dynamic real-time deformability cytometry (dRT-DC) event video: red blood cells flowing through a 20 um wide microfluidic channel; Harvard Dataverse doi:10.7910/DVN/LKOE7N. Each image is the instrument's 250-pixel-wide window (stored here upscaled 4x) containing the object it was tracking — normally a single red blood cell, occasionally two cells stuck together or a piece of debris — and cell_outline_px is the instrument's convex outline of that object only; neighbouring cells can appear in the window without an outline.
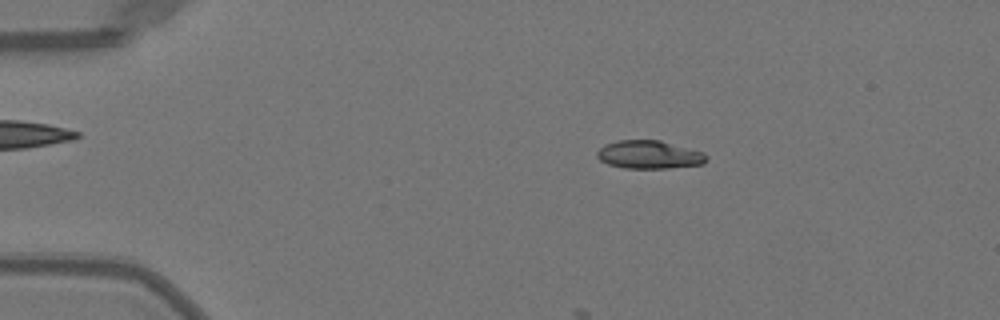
{"species": "Egyptian fruit bat (a non-hibernating species)", "species_latin": "Rousettus aegyptiacus", "temperature_condition": "warm", "stored_images_in_passage": 42, "camera_frame_rate_fps": 3000, "um_per_image_px": 0.085, "animal": {"sex": "female"}, "frame": {"image": 1, "passage_image": 9, "time_ms": 2.667, "image_size_px": [1000, 320], "cell_outline_px": [[708, 160], [704, 164], [668, 168], [624, 168], [608, 164], [600, 160], [596, 156], [596, 152], [604, 144], [616, 140], [660, 140], [704, 152], [708, 156]], "centroid_in_image_um": [55.19, 13.14], "position_along_channel_um": 29.8, "area_um2": 18.15}}
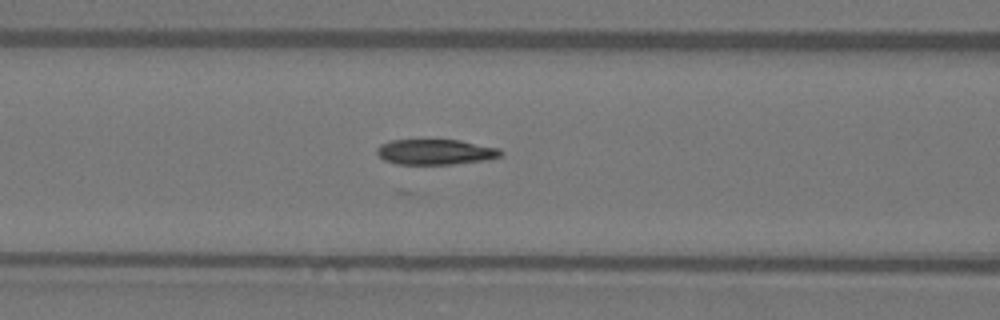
{"frame": {"image": 2, "passage_image": 21, "time_ms": 6.667, "image_size_px": [1000, 320], "cell_outline_px": [[504, 156], [488, 160], [456, 164], [396, 164], [384, 160], [376, 152], [376, 148], [380, 144], [392, 140], [460, 140], [500, 148], [504, 152]], "centroid_in_image_um": [37.08, 12.92], "position_along_channel_um": 129.5, "area_um2": 18.61}}
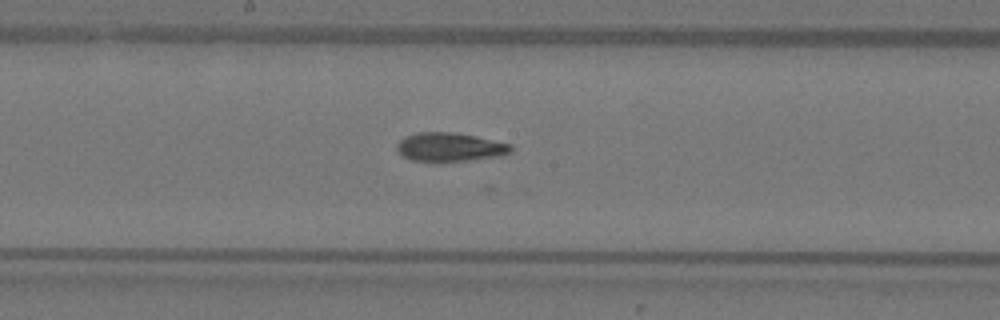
{"frame": {"image": 3, "passage_image": 27, "time_ms": 8.667, "image_size_px": [1000, 320], "cell_outline_px": [[512, 152], [500, 156], [468, 160], [412, 160], [404, 156], [396, 148], [396, 144], [404, 136], [416, 132], [452, 132], [476, 136], [512, 144]], "centroid_in_image_um": [38.26, 12.47], "position_along_channel_um": 209.9, "area_um2": 18.84}}